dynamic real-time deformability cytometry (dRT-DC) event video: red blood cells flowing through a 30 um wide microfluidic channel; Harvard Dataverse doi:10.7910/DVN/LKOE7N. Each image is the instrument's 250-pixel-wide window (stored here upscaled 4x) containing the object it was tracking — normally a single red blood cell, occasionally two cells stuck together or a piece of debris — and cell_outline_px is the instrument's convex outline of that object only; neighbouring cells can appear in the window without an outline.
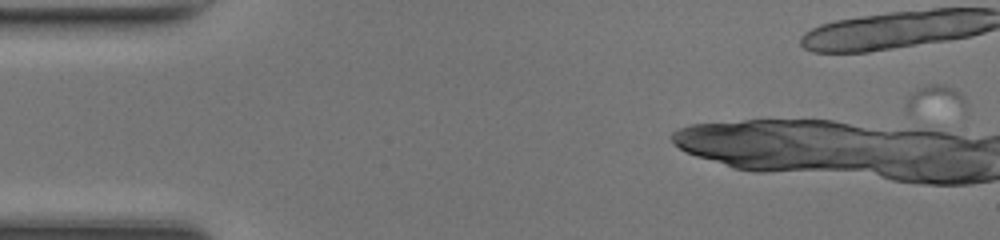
{"species": "common noctule bat (a hibernating species)", "species_latin": "Nyctalus noctula", "temperature_condition": "room temperature", "stored_images_in_passage": 1, "camera_frame_rate_fps": 3000, "um_per_image_px": 0.085, "animal": {"sex": "female", "body_mass_g": 17.0, "forearm_length_mm": 48.0}, "frame": {"image": 1, "passage_image": 1, "time_ms": 0.0, "image_size_px": [1000, 240], "cell_outline_px": [[964, 116], [908, 112], [908, 96], [912, 92], [928, 84], [944, 84], [956, 88], [964, 96]], "centroid_in_image_um": [79.64, 8.54], "position_along_channel_um": 5.4, "area_um2": 10.75}}